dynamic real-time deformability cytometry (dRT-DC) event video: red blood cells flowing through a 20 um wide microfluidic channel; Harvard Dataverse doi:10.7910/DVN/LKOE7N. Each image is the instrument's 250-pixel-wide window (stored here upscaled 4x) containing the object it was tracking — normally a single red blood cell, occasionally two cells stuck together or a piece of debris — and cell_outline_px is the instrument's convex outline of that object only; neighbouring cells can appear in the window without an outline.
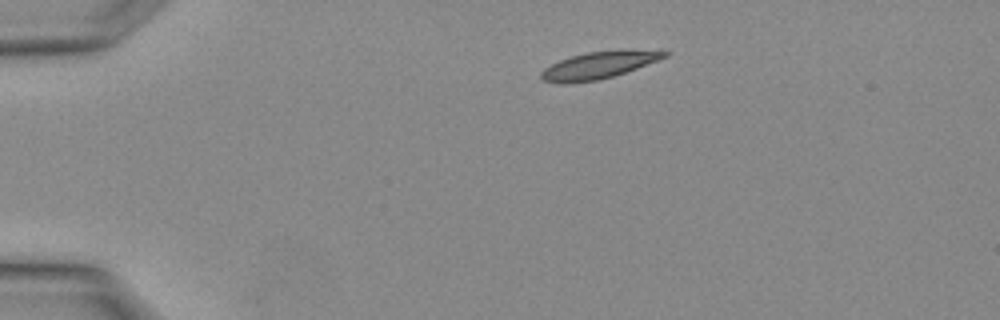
{"species": "Egyptian fruit bat (a non-hibernating species)", "species_latin": "Rousettus aegyptiacus", "temperature_condition": "warm", "stored_images_in_passage": 3, "camera_frame_rate_fps": 3000, "um_per_image_px": 0.085, "animal": {"sex": "female"}, "frame": {"image": 1, "passage_image": 3, "time_ms": 0.667, "image_size_px": [1000, 320], "cell_outline_px": [[668, 56], [636, 68], [612, 76], [596, 80], [568, 84], [556, 84], [540, 80], [540, 72], [544, 68], [560, 60], [572, 56], [588, 52], [668, 52]], "centroid_in_image_um": [50.68, 5.62], "position_along_channel_um": 34.3, "area_um2": 18.44}}